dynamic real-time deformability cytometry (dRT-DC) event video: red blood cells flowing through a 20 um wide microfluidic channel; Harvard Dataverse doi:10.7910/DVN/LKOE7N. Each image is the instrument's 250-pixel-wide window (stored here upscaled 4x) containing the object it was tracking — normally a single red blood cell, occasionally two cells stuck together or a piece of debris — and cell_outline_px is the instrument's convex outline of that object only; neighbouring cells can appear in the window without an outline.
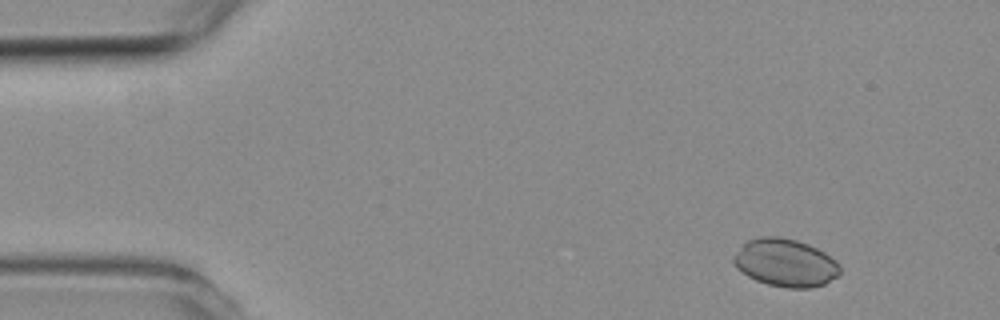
{"species": "common noctule bat (a hibernating species)", "species_latin": "Nyctalus noctula", "temperature_condition": "room temperature", "stored_images_in_passage": 7, "camera_frame_rate_fps": 3000, "um_per_image_px": 0.085, "animal": {"sex": "female", "body_mass_g": 19.3, "forearm_length_mm": 54.1}, "frame": {"image": 1, "passage_image": 2, "time_ms": 1.333, "image_size_px": [1000, 320], "cell_outline_px": [[840, 272], [836, 276], [824, 284], [812, 288], [788, 288], [768, 284], [756, 280], [748, 276], [736, 268], [732, 260], [732, 256], [748, 240], [760, 236], [780, 236], [796, 240], [808, 244], [824, 252], [836, 260], [840, 264]], "centroid_in_image_um": [66.75, 22.33], "position_along_channel_um": 18.2, "area_um2": 29.65}}
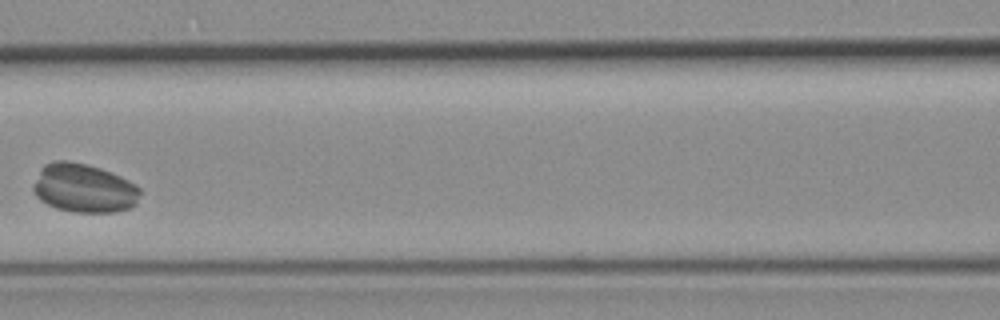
{"frame": {"image": 2, "passage_image": 6, "time_ms": 7.333, "image_size_px": [1000, 320], "cell_outline_px": [[140, 192], [136, 204], [132, 208], [116, 212], [72, 212], [56, 208], [40, 200], [36, 196], [32, 188], [32, 184], [40, 168], [44, 164], [56, 160], [68, 160], [100, 168], [120, 176], [136, 184], [140, 188]], "centroid_in_image_um": [7.12, 16.0], "position_along_channel_um": 159.5, "area_um2": 30.63}}
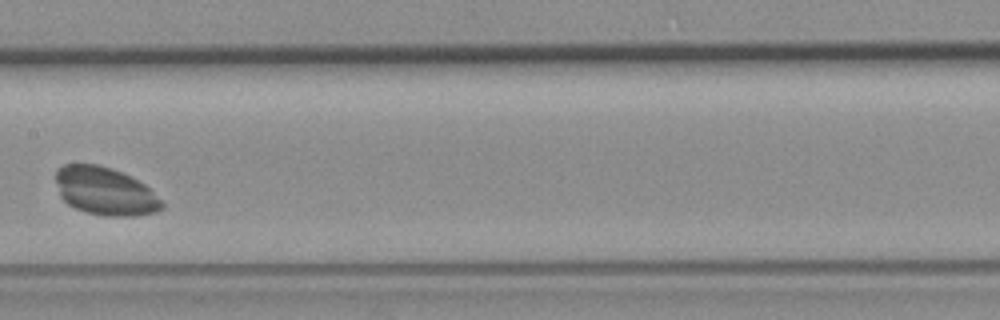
{"frame": {"image": 3, "passage_image": 7, "time_ms": 8.333, "image_size_px": [1000, 320], "cell_outline_px": [[164, 208], [156, 212], [136, 216], [104, 216], [88, 212], [76, 208], [68, 204], [60, 196], [56, 180], [56, 168], [64, 164], [96, 164], [112, 168], [144, 184], [164, 204]], "centroid_in_image_um": [8.91, 16.25], "position_along_channel_um": 198.5, "area_um2": 29.42}}